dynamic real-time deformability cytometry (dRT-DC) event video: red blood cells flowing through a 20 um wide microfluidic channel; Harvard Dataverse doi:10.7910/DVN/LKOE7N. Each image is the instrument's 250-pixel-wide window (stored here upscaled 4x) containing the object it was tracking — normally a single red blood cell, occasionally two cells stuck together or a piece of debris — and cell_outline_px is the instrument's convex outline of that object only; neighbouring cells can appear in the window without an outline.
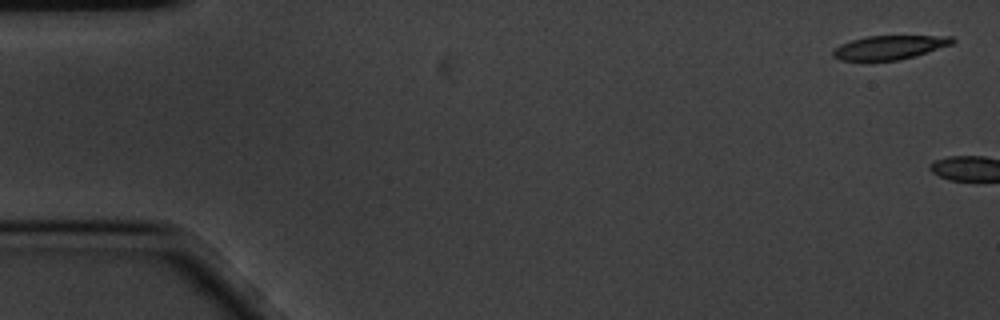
{"species": "common noctule bat (a hibernating species)", "species_latin": "Nyctalus noctula", "temperature_condition": "cold", "stored_images_in_passage": 11, "camera_frame_rate_fps": 3000, "um_per_image_px": 0.085, "animal": {"sex": "male", "body_mass_g": 20.1, "forearm_length_mm": 53.5}, "frame": {"image": 1, "passage_image": 1, "time_ms": 0.0, "image_size_px": [1000, 320], "cell_outline_px": [[956, 40], [952, 44], [916, 56], [900, 60], [840, 60], [832, 56], [832, 52], [840, 44], [852, 40], [868, 36], [952, 36]], "centroid_in_image_um": [75.63, 4.03], "position_along_channel_um": 9.4, "area_um2": 16.53}}
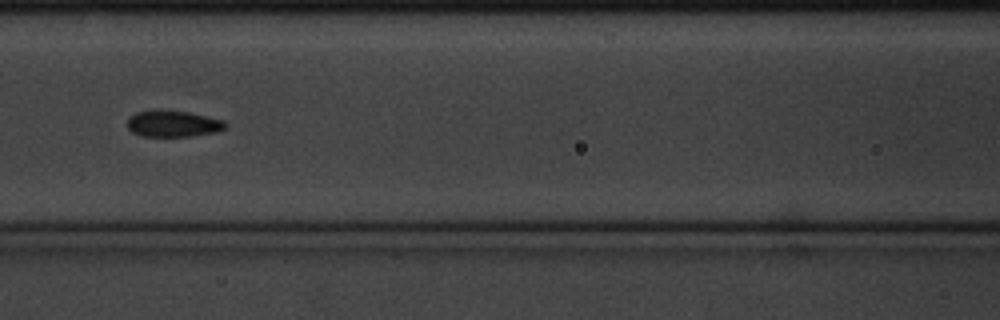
{"frame": {"image": 2, "passage_image": 8, "time_ms": 2.333, "image_size_px": [1000, 320], "cell_outline_px": [[228, 124], [224, 128], [216, 132], [188, 136], [140, 136], [132, 132], [128, 128], [128, 120], [136, 112], [188, 112], [224, 120]], "centroid_in_image_um": [14.75, 10.55], "position_along_channel_um": 151.9, "area_um2": 14.45}}
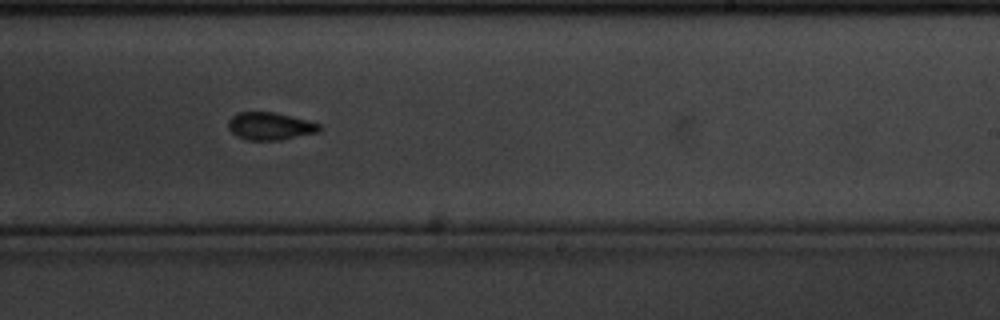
{"frame": {"image": 3, "passage_image": 11, "time_ms": 3.333, "image_size_px": [1000, 320], "cell_outline_px": [[320, 132], [280, 140], [244, 140], [236, 136], [228, 128], [228, 120], [232, 116], [240, 112], [272, 112], [292, 116], [320, 124]], "centroid_in_image_um": [22.94, 10.73], "position_along_channel_um": 266.1, "area_um2": 14.68}}